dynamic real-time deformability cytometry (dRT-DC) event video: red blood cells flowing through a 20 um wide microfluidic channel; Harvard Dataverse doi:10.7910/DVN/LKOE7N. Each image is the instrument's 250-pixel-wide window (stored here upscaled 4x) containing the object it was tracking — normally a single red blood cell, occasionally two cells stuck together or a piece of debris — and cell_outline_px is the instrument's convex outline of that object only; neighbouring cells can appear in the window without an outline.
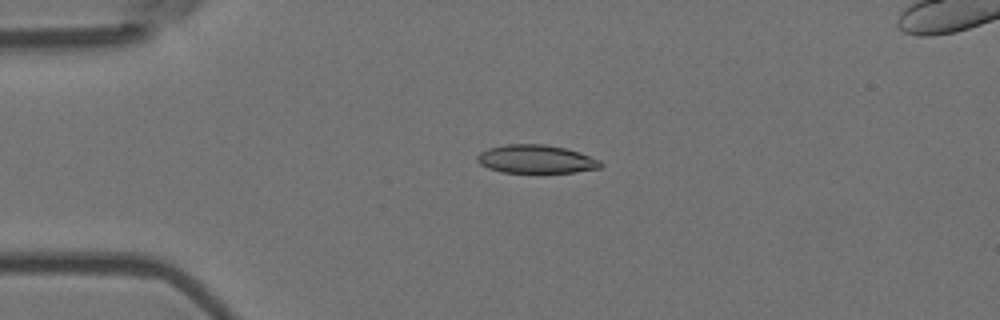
{"species": "Egyptian fruit bat (a non-hibernating species)", "species_latin": "Rousettus aegyptiacus", "temperature_condition": "room temperature", "stored_images_in_passage": 6, "camera_frame_rate_fps": 3000, "um_per_image_px": 0.085, "animal": {"sex": "female"}, "frame": {"image": 1, "passage_image": 4, "time_ms": 1.0, "image_size_px": [1000, 320], "cell_outline_px": [[604, 164], [600, 168], [576, 172], [500, 172], [488, 168], [480, 164], [476, 160], [476, 156], [480, 152], [488, 148], [504, 144], [544, 144], [564, 148], [580, 152], [600, 160]], "centroid_in_image_um": [45.55, 13.52], "position_along_channel_um": 39.4, "area_um2": 20.46}}
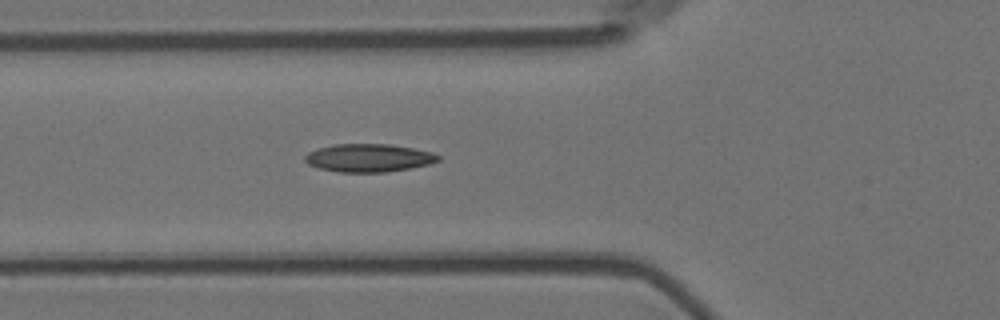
{"frame": {"image": 2, "passage_image": 6, "time_ms": 1.667, "image_size_px": [1000, 320], "cell_outline_px": [[440, 160], [428, 164], [388, 172], [340, 172], [320, 168], [308, 164], [304, 160], [304, 156], [308, 152], [316, 148], [332, 144], [388, 144], [412, 148], [432, 152], [440, 156]], "centroid_in_image_um": [31.3, 13.41], "position_along_channel_um": 94.5, "area_um2": 21.73}}